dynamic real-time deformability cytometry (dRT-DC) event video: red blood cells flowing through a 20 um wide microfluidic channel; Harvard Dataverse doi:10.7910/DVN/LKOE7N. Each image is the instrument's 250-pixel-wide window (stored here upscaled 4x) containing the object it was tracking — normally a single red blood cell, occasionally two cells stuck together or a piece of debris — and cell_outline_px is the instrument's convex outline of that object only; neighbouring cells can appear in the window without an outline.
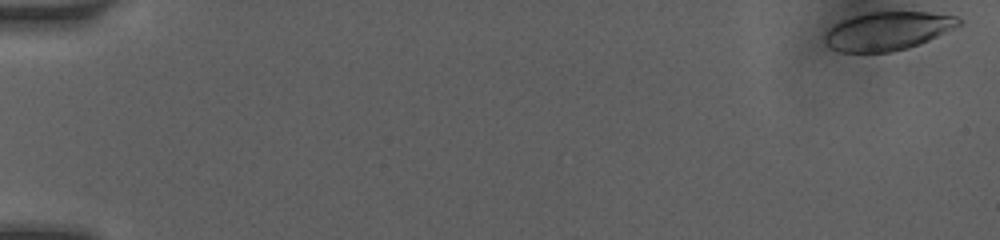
{"species": "human", "species_latin": "Homo sapiens", "temperature_condition": "room temperature", "stored_images_in_passage": 17, "camera_frame_rate_fps": 3000, "um_per_image_px": 0.085, "donor": {"sex": "female"}, "frame": {"image": 1, "passage_image": 1, "time_ms": 0.0, "image_size_px": [1000, 240], "cell_outline_px": [[964, 24], [920, 44], [908, 48], [892, 52], [840, 52], [832, 48], [824, 40], [824, 36], [828, 28], [844, 20], [868, 12], [928, 12], [956, 16], [964, 20]], "centroid_in_image_um": [75.52, 2.64], "position_along_channel_um": 9.5, "area_um2": 30.0}}
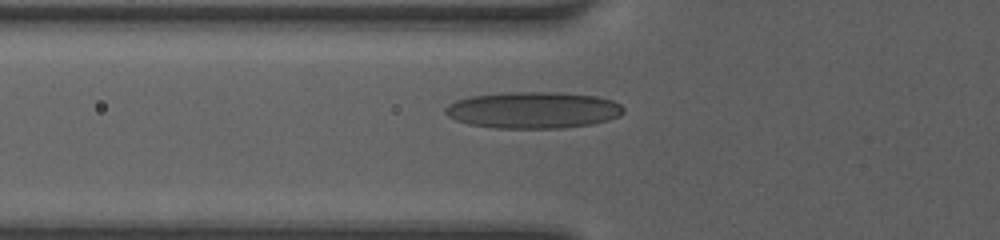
{"frame": {"image": 2, "passage_image": 13, "time_ms": 6.0, "image_size_px": [1000, 240], "cell_outline_px": [[624, 112], [620, 116], [608, 120], [592, 124], [564, 128], [496, 128], [468, 124], [456, 120], [448, 116], [444, 112], [444, 108], [448, 104], [456, 100], [472, 96], [508, 92], [560, 92], [596, 96], [612, 100], [620, 104], [624, 108]], "centroid_in_image_um": [45.33, 9.36], "position_along_channel_um": 80.5, "area_um2": 38.15}}
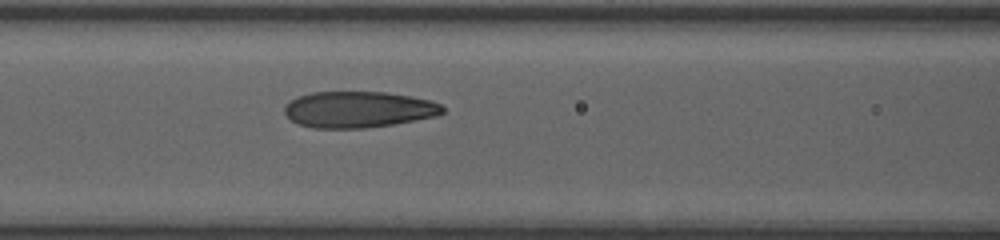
{"frame": {"image": 3, "passage_image": 17, "time_ms": 7.333, "image_size_px": [1000, 240], "cell_outline_px": [[444, 112], [440, 116], [392, 124], [364, 128], [312, 128], [300, 124], [292, 120], [284, 112], [284, 104], [296, 96], [312, 92], [388, 92], [412, 96], [428, 100], [440, 104], [444, 108]], "centroid_in_image_um": [30.47, 9.3], "position_along_channel_um": 136.1, "area_um2": 33.58}}